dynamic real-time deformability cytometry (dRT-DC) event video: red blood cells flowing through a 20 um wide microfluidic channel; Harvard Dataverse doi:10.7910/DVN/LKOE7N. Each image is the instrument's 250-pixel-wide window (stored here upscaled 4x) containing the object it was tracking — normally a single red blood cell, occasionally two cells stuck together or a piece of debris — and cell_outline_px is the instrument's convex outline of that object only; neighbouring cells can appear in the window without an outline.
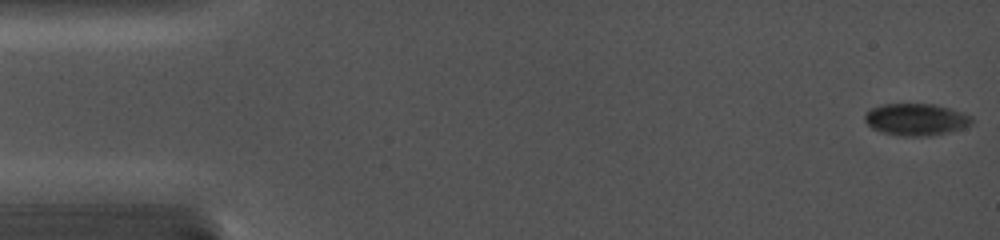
{"species": "common noctule bat (a hibernating species)", "species_latin": "Nyctalus noctula", "temperature_condition": "cold", "stored_images_in_passage": 54, "camera_frame_rate_fps": 5000, "um_per_image_px": 0.085, "animal": {"sex": "female", "body_mass_g": 19.0, "forearm_length_mm": 56.7}, "frame": {"image": 1, "passage_image": 1, "time_ms": 0.0, "image_size_px": [1000, 240], "cell_outline_px": [[972, 124], [948, 132], [928, 136], [904, 136], [884, 132], [872, 128], [864, 120], [864, 116], [872, 108], [884, 104], [936, 104], [972, 116]], "centroid_in_image_um": [77.86, 10.15], "position_along_channel_um": 7.1, "area_um2": 19.59}}
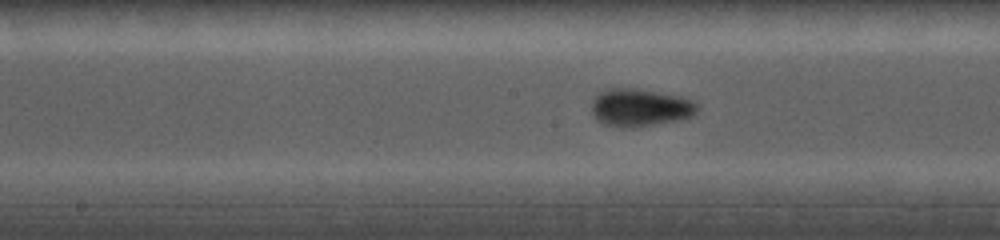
{"frame": {"image": 2, "passage_image": 30, "time_ms": 8.2, "image_size_px": [1000, 240], "cell_outline_px": [[700, 108], [692, 116], [680, 120], [652, 124], [604, 124], [596, 120], [592, 112], [592, 100], [600, 92], [608, 88], [636, 88], [680, 96], [692, 100]], "centroid_in_image_um": [54.43, 9.09], "position_along_channel_um": 193.8, "area_um2": 22.48}}
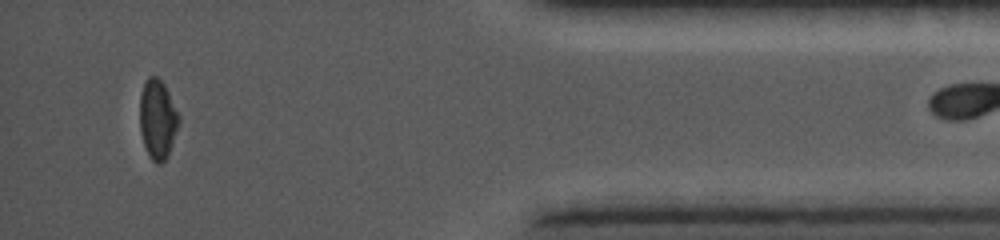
{"frame": {"image": 3, "passage_image": 53, "time_ms": 14.8, "image_size_px": [1000, 240], "cell_outline_px": [[180, 120], [168, 156], [160, 164], [156, 164], [148, 156], [140, 132], [140, 96], [144, 80], [148, 76], [156, 76], [164, 84], [180, 116]], "centroid_in_image_um": [13.39, 10.14], "position_along_channel_um": 421.8, "area_um2": 18.15}}